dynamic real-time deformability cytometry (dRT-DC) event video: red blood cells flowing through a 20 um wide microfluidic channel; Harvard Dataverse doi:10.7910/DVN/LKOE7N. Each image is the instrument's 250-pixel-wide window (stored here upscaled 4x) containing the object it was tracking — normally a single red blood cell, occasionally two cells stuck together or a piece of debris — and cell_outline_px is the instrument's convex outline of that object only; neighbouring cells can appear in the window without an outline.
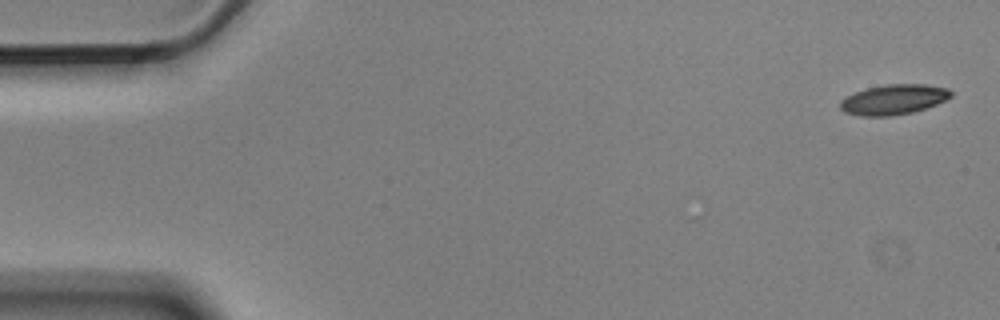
{"species": "Egyptian fruit bat (a non-hibernating species)", "species_latin": "Rousettus aegyptiacus", "temperature_condition": "cold", "stored_images_in_passage": 5, "camera_frame_rate_fps": 3000, "um_per_image_px": 0.085, "animal": {"sex": "male"}, "frame": {"image": 1, "passage_image": 1, "time_ms": 0.0, "image_size_px": [1000, 320], "cell_outline_px": [[952, 96], [936, 104], [912, 112], [892, 116], [860, 116], [844, 112], [840, 108], [840, 100], [856, 92], [868, 88], [888, 84], [924, 84], [948, 88], [952, 92]], "centroid_in_image_um": [75.95, 8.46], "position_along_channel_um": 9.0, "area_um2": 19.25}}
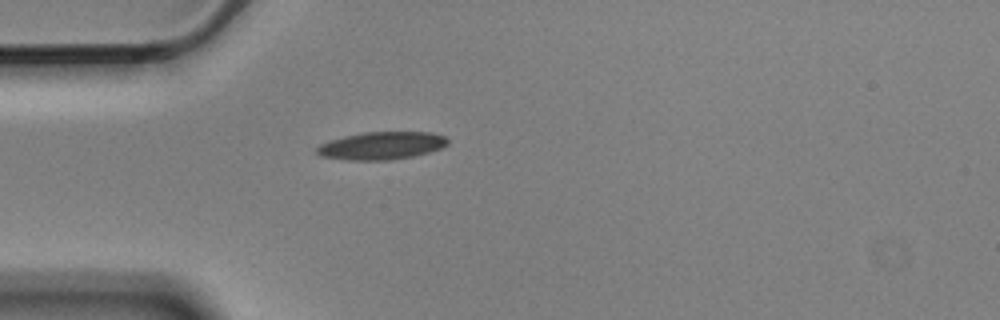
{"frame": {"image": 2, "passage_image": 5, "time_ms": 1.333, "image_size_px": [1000, 320], "cell_outline_px": [[448, 144], [440, 148], [428, 152], [412, 156], [388, 160], [348, 160], [320, 156], [316, 152], [316, 148], [320, 144], [344, 136], [364, 132], [432, 132], [444, 136], [448, 140]], "centroid_in_image_um": [32.42, 12.38], "position_along_channel_um": 52.6, "area_um2": 20.98}}